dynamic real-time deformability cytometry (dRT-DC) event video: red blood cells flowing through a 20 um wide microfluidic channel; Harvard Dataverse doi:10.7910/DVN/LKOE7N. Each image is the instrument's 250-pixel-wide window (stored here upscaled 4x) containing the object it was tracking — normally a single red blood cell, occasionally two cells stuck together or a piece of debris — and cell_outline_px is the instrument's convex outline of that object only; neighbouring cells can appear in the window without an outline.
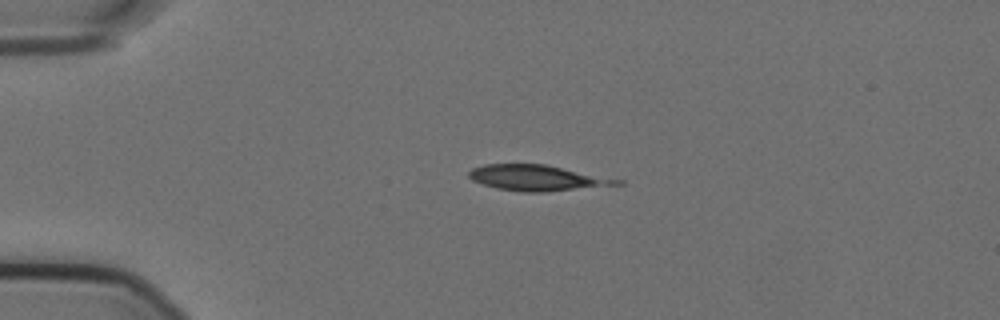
{"species": "Egyptian fruit bat (a non-hibernating species)", "species_latin": "Rousettus aegyptiacus", "temperature_condition": "cold", "stored_images_in_passage": 14, "camera_frame_rate_fps": 3000, "um_per_image_px": 0.085, "animal": {"sex": "female"}, "frame": {"image": 1, "passage_image": 13, "time_ms": 4.0, "image_size_px": [1000, 320], "cell_outline_px": [[624, 184], [548, 192], [520, 192], [496, 188], [472, 180], [468, 176], [468, 172], [472, 168], [484, 164], [544, 164], [624, 180]], "centroid_in_image_um": [45.67, 15.12], "position_along_channel_um": 39.3, "area_um2": 22.25}}